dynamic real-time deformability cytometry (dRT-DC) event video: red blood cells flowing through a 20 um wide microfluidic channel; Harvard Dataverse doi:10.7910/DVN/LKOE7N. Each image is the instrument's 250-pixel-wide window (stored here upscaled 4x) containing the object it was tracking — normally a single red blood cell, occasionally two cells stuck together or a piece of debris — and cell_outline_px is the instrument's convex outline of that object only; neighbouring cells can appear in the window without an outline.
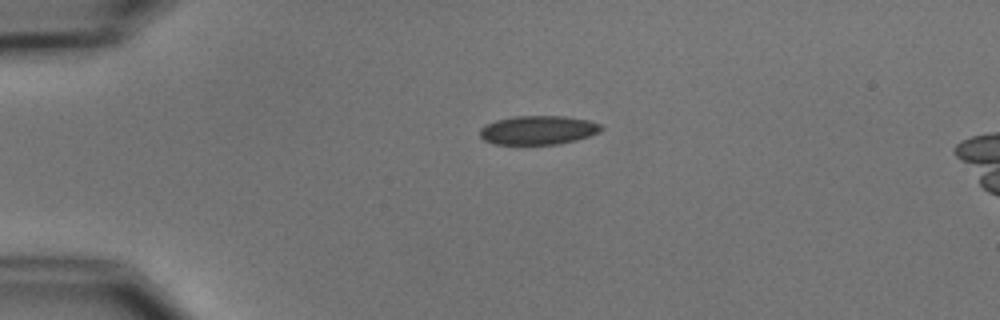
{"species": "common noctule bat (a hibernating species)", "species_latin": "Nyctalus noctula", "temperature_condition": "cold", "stored_images_in_passage": 3, "camera_frame_rate_fps": 3000, "um_per_image_px": 0.085, "animal": {"sex": "male", "body_mass_g": 15.6}, "frame": {"image": 1, "passage_image": 1, "time_ms": 0.0, "image_size_px": [1000, 320], "cell_outline_px": [[604, 128], [600, 132], [576, 140], [556, 144], [492, 144], [484, 140], [480, 136], [480, 128], [496, 120], [516, 116], [564, 116], [588, 120], [604, 124]], "centroid_in_image_um": [45.78, 11.06], "position_along_channel_um": 39.2, "area_um2": 20.46}}